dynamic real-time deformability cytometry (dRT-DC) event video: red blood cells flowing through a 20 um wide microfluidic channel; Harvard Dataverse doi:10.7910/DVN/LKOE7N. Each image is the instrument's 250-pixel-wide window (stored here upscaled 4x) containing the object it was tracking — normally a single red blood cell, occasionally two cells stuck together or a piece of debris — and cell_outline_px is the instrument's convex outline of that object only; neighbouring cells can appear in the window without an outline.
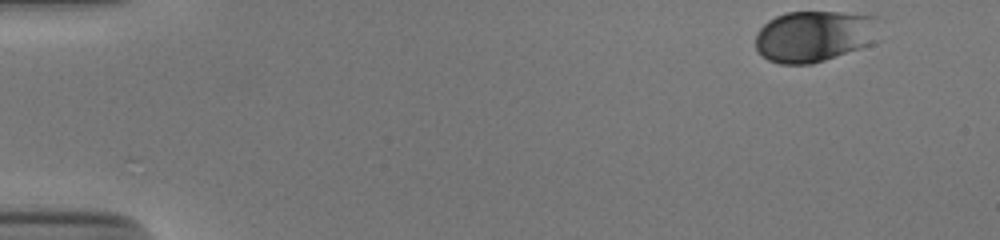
{"species": "human", "species_latin": "Homo sapiens", "temperature_condition": "cold", "stored_images_in_passage": 14, "camera_frame_rate_fps": 3000, "um_per_image_px": 0.085, "donor": {"sex": "male"}, "frame": {"image": 1, "passage_image": 1, "time_ms": 0.0, "image_size_px": [1000, 240], "cell_outline_px": [[880, 16], [872, 44], [812, 64], [780, 64], [768, 60], [756, 48], [756, 32], [768, 20], [776, 16], [788, 12], [840, 12]], "centroid_in_image_um": [69.2, 3.06], "position_along_channel_um": 15.8, "area_um2": 36.93}}